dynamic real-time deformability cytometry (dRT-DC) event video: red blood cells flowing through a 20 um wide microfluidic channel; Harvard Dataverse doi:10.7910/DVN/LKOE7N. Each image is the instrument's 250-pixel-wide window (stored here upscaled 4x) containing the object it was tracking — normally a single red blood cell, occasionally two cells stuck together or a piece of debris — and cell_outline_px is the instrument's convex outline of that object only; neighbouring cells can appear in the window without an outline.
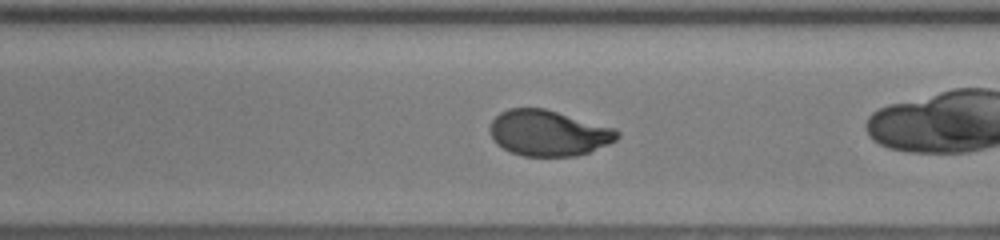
{"species": "human", "species_latin": "Homo sapiens", "temperature_condition": "room temperature", "stored_images_in_passage": 22, "camera_frame_rate_fps": 3000, "um_per_image_px": 0.085, "donor": {"sex": "female"}, "frame": {"image": 1, "passage_image": 13, "time_ms": 4.0, "image_size_px": [1000, 240], "cell_outline_px": [[620, 136], [616, 140], [608, 144], [588, 152], [576, 156], [524, 156], [512, 152], [496, 144], [488, 128], [492, 120], [500, 112], [508, 108], [544, 108], [616, 128], [620, 132]], "centroid_in_image_um": [46.62, 11.3], "position_along_channel_um": 242.4, "area_um2": 33.99}}